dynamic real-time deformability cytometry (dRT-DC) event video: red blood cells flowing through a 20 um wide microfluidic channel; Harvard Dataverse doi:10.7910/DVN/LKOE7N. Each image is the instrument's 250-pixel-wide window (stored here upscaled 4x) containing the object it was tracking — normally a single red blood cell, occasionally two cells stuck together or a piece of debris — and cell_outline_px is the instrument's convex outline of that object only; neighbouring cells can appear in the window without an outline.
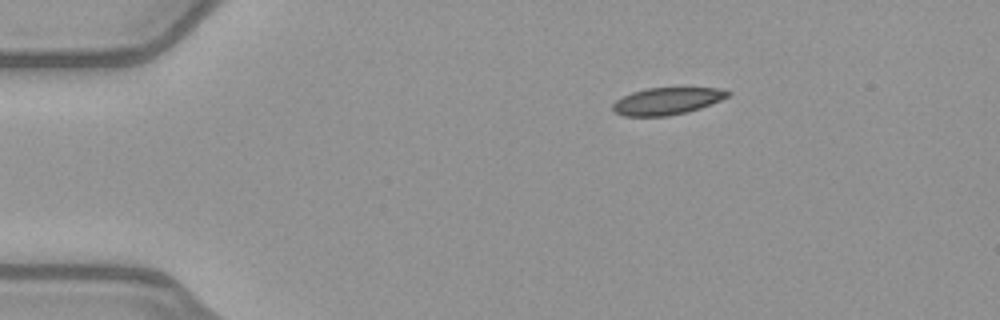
{"species": "common noctule bat (a hibernating species)", "species_latin": "Nyctalus noctula", "temperature_condition": "warm", "stored_images_in_passage": 43, "camera_frame_rate_fps": 3000, "um_per_image_px": 0.085, "animal": {"sex": "female", "body_mass_g": 21.9}, "frame": {"image": 1, "passage_image": 1, "time_ms": 0.0, "image_size_px": [1000, 320], "cell_outline_px": [[732, 92], [728, 96], [720, 100], [700, 108], [688, 112], [668, 116], [624, 116], [612, 112], [612, 104], [616, 100], [632, 92], [648, 88], [720, 88]], "centroid_in_image_um": [56.67, 8.6], "position_along_channel_um": 28.3, "area_um2": 18.15}}
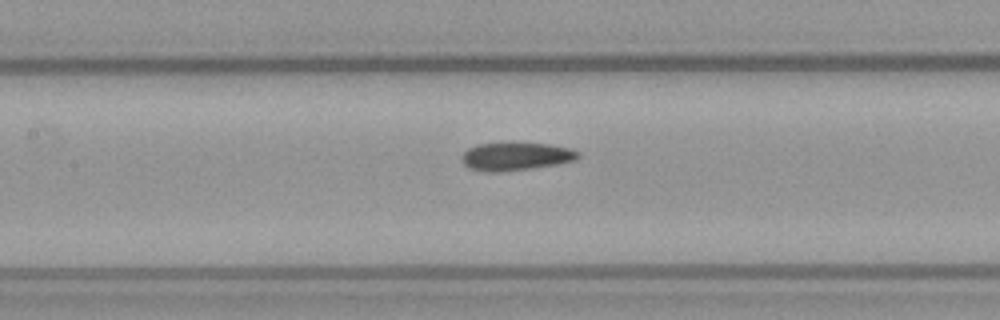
{"frame": {"image": 2, "passage_image": 16, "time_ms": 5.0, "image_size_px": [1000, 320], "cell_outline_px": [[580, 156], [576, 160], [556, 164], [532, 168], [500, 172], [484, 172], [468, 168], [460, 160], [460, 156], [468, 148], [476, 144], [548, 144], [572, 148], [580, 152]], "centroid_in_image_um": [43.82, 13.31], "position_along_channel_um": 163.6, "area_um2": 18.96}}
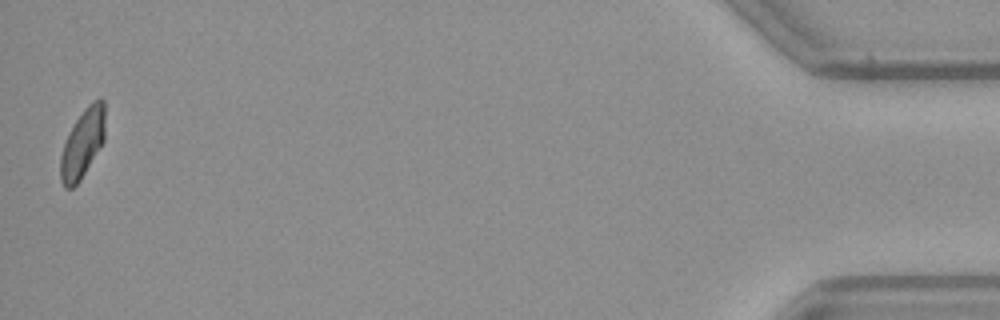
{"frame": {"image": 3, "passage_image": 43, "time_ms": 14.0, "image_size_px": [1000, 320], "cell_outline_px": [[104, 140], [80, 180], [72, 188], [64, 188], [60, 180], [60, 156], [68, 132], [84, 108], [92, 100], [100, 96], [104, 100]], "centroid_in_image_um": [7.0, 12.16], "position_along_channel_um": 428.2, "area_um2": 17.86}, "authors_computed_cell_mechanics": {"area_um2": 18.9006, "velocity_mm_per_s": 4.0032, "shape_relaxation_time_tau1_ms": null, "shape_relaxation_time_tau2_ms": 3.8768, "deformation_change_tau1": null, "deformation_change_tau2": 0.0831}}